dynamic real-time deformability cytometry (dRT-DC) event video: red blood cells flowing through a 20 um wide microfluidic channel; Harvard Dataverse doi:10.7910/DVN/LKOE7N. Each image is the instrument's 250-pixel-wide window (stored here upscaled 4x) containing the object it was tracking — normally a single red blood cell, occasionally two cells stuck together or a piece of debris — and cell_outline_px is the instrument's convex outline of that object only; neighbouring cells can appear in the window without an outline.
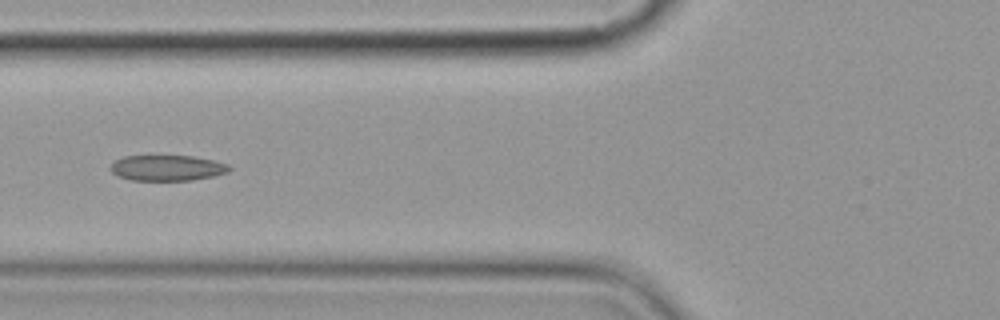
{"species": "common noctule bat (a hibernating species)", "species_latin": "Nyctalus noctula", "temperature_condition": "cold", "stored_images_in_passage": 10, "camera_frame_rate_fps": 3000, "um_per_image_px": 0.085, "animal": {"sex": "female", "body_mass_g": 19.9}, "frame": {"image": 1, "passage_image": 6, "time_ms": 6.667, "image_size_px": [1000, 320], "cell_outline_px": [[232, 168], [228, 172], [212, 176], [192, 180], [132, 180], [116, 176], [112, 172], [112, 164], [116, 160], [124, 156], [192, 156], [212, 160], [228, 164]], "centroid_in_image_um": [14.22, 14.27], "position_along_channel_um": 111.6, "area_um2": 17.57}}
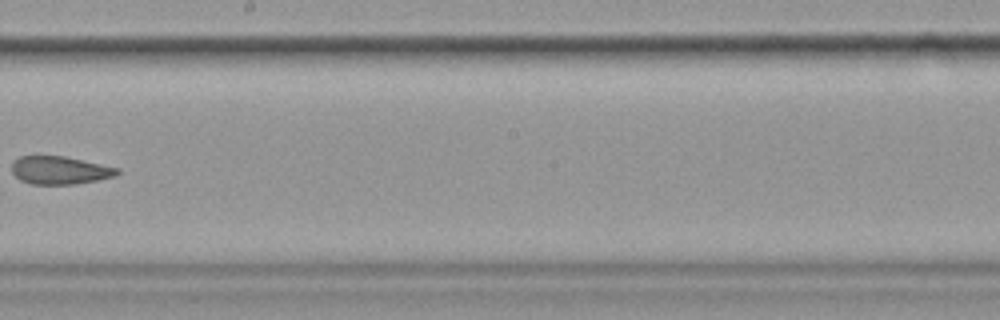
{"frame": {"image": 2, "passage_image": 9, "time_ms": 10.333, "image_size_px": [1000, 320], "cell_outline_px": [[120, 172], [116, 176], [76, 184], [32, 184], [20, 180], [12, 172], [12, 160], [20, 156], [64, 156], [120, 168]], "centroid_in_image_um": [5.08, 14.47], "position_along_channel_um": 243.1, "area_um2": 17.22}}
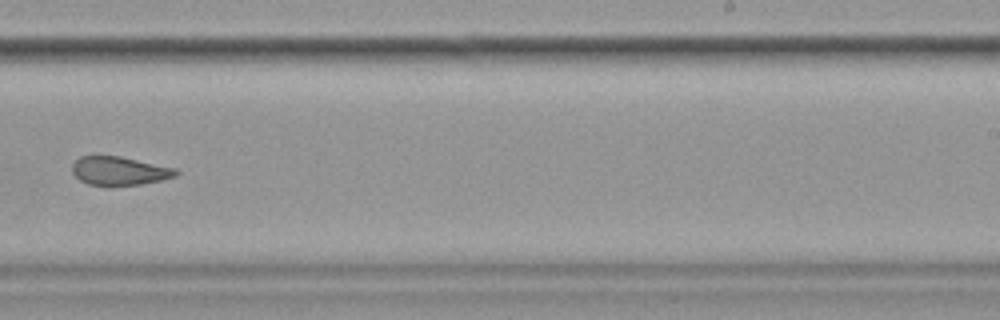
{"frame": {"image": 3, "passage_image": 10, "time_ms": 11.333, "image_size_px": [1000, 320], "cell_outline_px": [[180, 172], [176, 176], [160, 180], [140, 184], [88, 184], [80, 180], [72, 172], [72, 164], [80, 156], [120, 156], [176, 168]], "centroid_in_image_um": [10.16, 14.5], "position_along_channel_um": 278.8, "area_um2": 16.94}}